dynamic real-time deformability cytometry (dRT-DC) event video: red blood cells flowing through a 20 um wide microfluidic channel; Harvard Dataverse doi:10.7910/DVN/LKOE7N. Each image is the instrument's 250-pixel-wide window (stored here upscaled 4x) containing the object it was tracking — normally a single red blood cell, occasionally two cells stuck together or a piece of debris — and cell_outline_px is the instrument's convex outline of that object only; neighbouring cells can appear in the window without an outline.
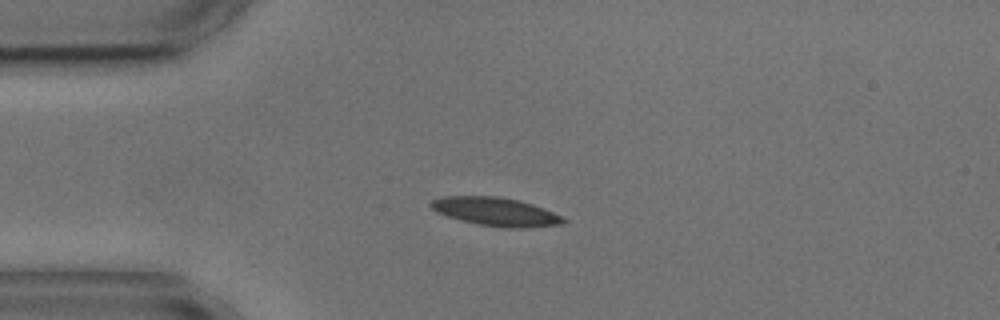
{"species": "common noctule bat (a hibernating species)", "species_latin": "Nyctalus noctula", "temperature_condition": "cold", "stored_images_in_passage": 6, "camera_frame_rate_fps": 3000, "um_per_image_px": 0.085, "animal": {"sex": "male", "body_mass_g": 17.9, "forearm_length_mm": 54.2}, "frame": {"image": 1, "passage_image": 3, "time_ms": 2.333, "image_size_px": [1000, 320], "cell_outline_px": [[568, 220], [564, 224], [524, 228], [504, 228], [480, 224], [460, 220], [436, 212], [428, 204], [432, 200], [440, 196], [496, 196], [516, 200], [532, 204], [544, 208]], "centroid_in_image_um": [42.12, 17.99], "position_along_channel_um": 42.9, "area_um2": 21.91}}